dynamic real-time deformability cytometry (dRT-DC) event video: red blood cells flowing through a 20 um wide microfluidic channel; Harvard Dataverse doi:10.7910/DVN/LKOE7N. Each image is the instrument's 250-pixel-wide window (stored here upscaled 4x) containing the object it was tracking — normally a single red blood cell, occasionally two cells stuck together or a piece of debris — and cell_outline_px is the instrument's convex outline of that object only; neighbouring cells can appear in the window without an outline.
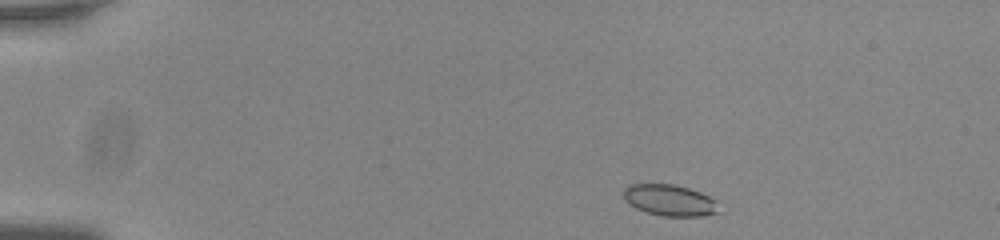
{"species": "common noctule bat (a hibernating species)", "species_latin": "Nyctalus noctula", "temperature_condition": "room temperature", "stored_images_in_passage": 47, "camera_frame_rate_fps": 3000, "um_per_image_px": 0.085, "animal": {"sex": "male", "body_mass_g": 20.0, "forearm_length_mm": 53.3}, "frame": {"image": 1, "passage_image": 1, "time_ms": 0.0, "image_size_px": [1000, 240], "cell_outline_px": [[720, 212], [704, 216], [664, 216], [648, 212], [636, 208], [628, 204], [624, 200], [624, 188], [628, 184], [676, 184], [700, 192], [716, 200]], "centroid_in_image_um": [56.93, 17.02], "position_along_channel_um": 28.1, "area_um2": 17.46}}
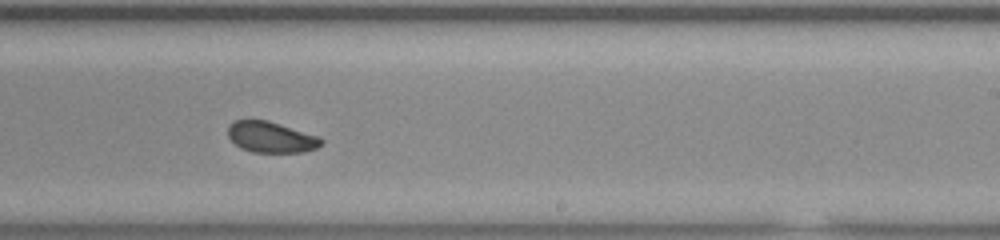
{"frame": {"image": 2, "passage_image": 27, "time_ms": 8.667, "image_size_px": [1000, 240], "cell_outline_px": [[324, 140], [316, 148], [304, 152], [252, 152], [240, 148], [228, 136], [228, 124], [236, 120], [268, 120], [316, 136]], "centroid_in_image_um": [22.99, 11.66], "position_along_channel_um": 266.0, "area_um2": 16.59}}
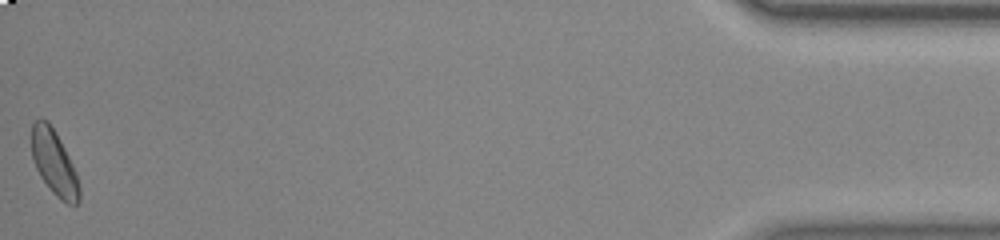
{"frame": {"image": 3, "passage_image": 47, "time_ms": 15.333, "image_size_px": [1000, 240], "cell_outline_px": [[80, 200], [76, 204], [68, 204], [60, 200], [52, 192], [40, 176], [36, 168], [32, 156], [32, 124], [40, 116], [48, 120], [60, 140], [76, 172], [80, 188]], "centroid_in_image_um": [4.6, 13.83], "position_along_channel_um": 430.6, "area_um2": 17.98}, "authors_computed_cell_mechanics": {"area_um2": 17.629, "velocity_mm_per_s": 3.7467, "shape_relaxation_time_tau1_ms": 5.4552, "shape_relaxation_time_tau2_ms": 2.2629, "deformation_change_tau1": 0.0836, "deformation_change_tau2": 0.0678}}